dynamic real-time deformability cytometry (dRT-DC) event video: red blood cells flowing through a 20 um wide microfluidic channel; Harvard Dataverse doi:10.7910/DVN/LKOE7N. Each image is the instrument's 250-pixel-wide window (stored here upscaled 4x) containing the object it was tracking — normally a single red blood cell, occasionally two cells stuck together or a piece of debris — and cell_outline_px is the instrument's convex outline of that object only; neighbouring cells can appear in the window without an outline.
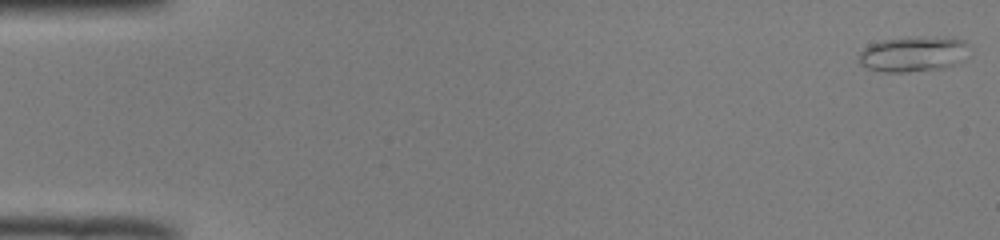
{"species": "common noctule bat (a hibernating species)", "species_latin": "Nyctalus noctula", "temperature_condition": "room temperature", "stored_images_in_passage": 51, "camera_frame_rate_fps": 3000, "um_per_image_px": 0.085, "animal": {"sex": "male", "body_mass_g": 19.0, "forearm_length_mm": 50.8}, "frame": {"image": 1, "passage_image": 1, "time_ms": 0.0, "image_size_px": [1000, 240], "cell_outline_px": [[968, 44], [960, 60], [944, 68], [908, 72], [884, 72], [868, 68], [860, 64], [860, 52], [864, 48], [880, 40], [952, 36], [964, 40]], "centroid_in_image_um": [77.6, 4.59], "position_along_channel_um": 7.4, "area_um2": 22.2}}
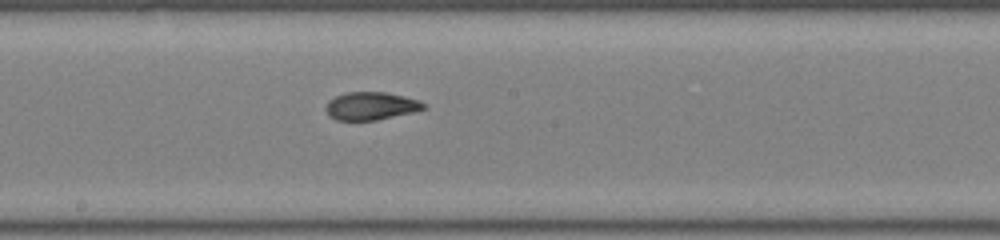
{"frame": {"image": 2, "passage_image": 28, "time_ms": 9.0, "image_size_px": [1000, 240], "cell_outline_px": [[428, 108], [412, 112], [376, 120], [336, 120], [328, 116], [324, 108], [328, 100], [344, 92], [384, 92], [404, 96], [420, 100], [428, 104]], "centroid_in_image_um": [31.53, 9.0], "position_along_channel_um": 216.7, "area_um2": 16.13}}
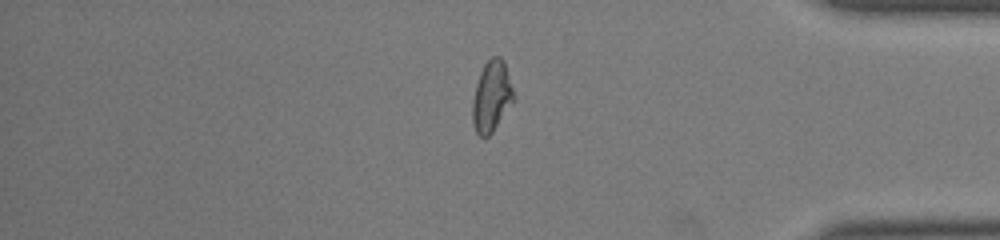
{"frame": {"image": 3, "passage_image": 43, "time_ms": 14.0, "image_size_px": [1000, 240], "cell_outline_px": [[516, 100], [492, 132], [488, 136], [480, 136], [476, 132], [472, 124], [472, 100], [476, 84], [480, 72], [484, 64], [492, 56], [500, 56], [504, 60], [516, 96]], "centroid_in_image_um": [41.81, 8.18], "position_along_channel_um": 393.4, "area_um2": 17.4}, "authors_computed_cell_mechanics": {"area_um2": 16.9932, "velocity_mm_per_s": 4.0052, "shape_relaxation_time_tau1_ms": 9.6777, "shape_relaxation_time_tau2_ms": 1.4079, "deformation_change_tau1": 0.2724, "deformation_change_tau2": 0.069}}